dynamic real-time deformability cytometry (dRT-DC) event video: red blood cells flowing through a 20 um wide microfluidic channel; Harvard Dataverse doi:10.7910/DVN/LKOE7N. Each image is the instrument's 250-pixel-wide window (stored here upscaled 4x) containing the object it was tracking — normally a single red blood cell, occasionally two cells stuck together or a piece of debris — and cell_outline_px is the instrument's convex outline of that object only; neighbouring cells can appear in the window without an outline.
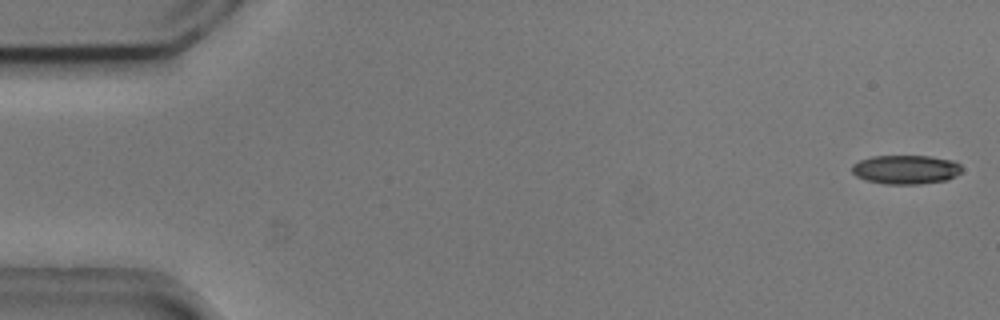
{"species": "common noctule bat (a hibernating species)", "species_latin": "Nyctalus noctula", "temperature_condition": "cold", "stored_images_in_passage": 5, "camera_frame_rate_fps": 3000, "um_per_image_px": 0.085, "animal": {"sex": "male", "body_mass_g": 20.5, "forearm_length_mm": 52.5}, "frame": {"image": 1, "passage_image": 1, "time_ms": 0.0, "image_size_px": [1000, 320], "cell_outline_px": [[960, 172], [956, 176], [948, 180], [920, 184], [884, 184], [864, 180], [856, 176], [852, 172], [852, 164], [860, 160], [872, 156], [932, 156], [956, 160], [960, 164]], "centroid_in_image_um": [77.0, 14.41], "position_along_channel_um": 8.0, "area_um2": 18.84}}
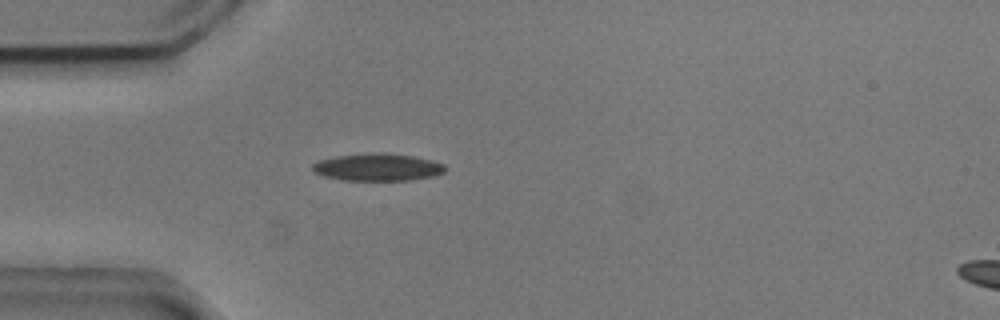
{"frame": {"image": 2, "passage_image": 5, "time_ms": 1.333, "image_size_px": [1000, 320], "cell_outline_px": [[448, 168], [444, 172], [436, 176], [412, 180], [340, 180], [324, 176], [312, 172], [312, 164], [320, 160], [336, 156], [372, 152], [384, 152], [412, 156], [432, 160], [444, 164]], "centroid_in_image_um": [32.12, 14.21], "position_along_channel_um": 52.9, "area_um2": 21.44}}